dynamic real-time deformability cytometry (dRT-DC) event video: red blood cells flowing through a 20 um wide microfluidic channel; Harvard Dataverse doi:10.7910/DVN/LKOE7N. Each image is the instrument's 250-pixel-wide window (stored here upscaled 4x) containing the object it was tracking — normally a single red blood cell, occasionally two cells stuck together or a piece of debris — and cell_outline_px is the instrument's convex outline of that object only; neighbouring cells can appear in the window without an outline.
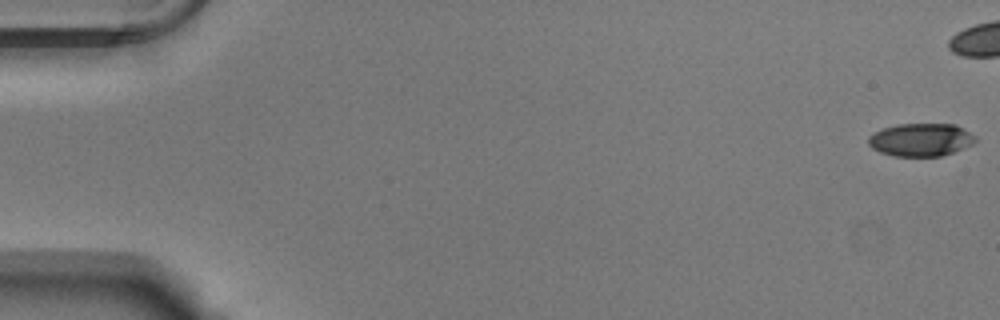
{"species": "Egyptian fruit bat (a non-hibernating species)", "species_latin": "Rousettus aegyptiacus", "temperature_condition": "warm", "stored_images_in_passage": 44, "camera_frame_rate_fps": 3000, "um_per_image_px": 0.085, "animal": {"sex": "male"}, "frame": {"image": 1, "passage_image": 1, "time_ms": 0.0, "image_size_px": [1000, 320], "cell_outline_px": [[976, 140], [972, 144], [952, 152], [940, 156], [892, 156], [880, 152], [872, 148], [868, 144], [868, 136], [884, 128], [896, 124], [956, 124], [964, 128], [976, 136]], "centroid_in_image_um": [78.27, 11.87], "position_along_channel_um": 6.7, "area_um2": 20.52}}
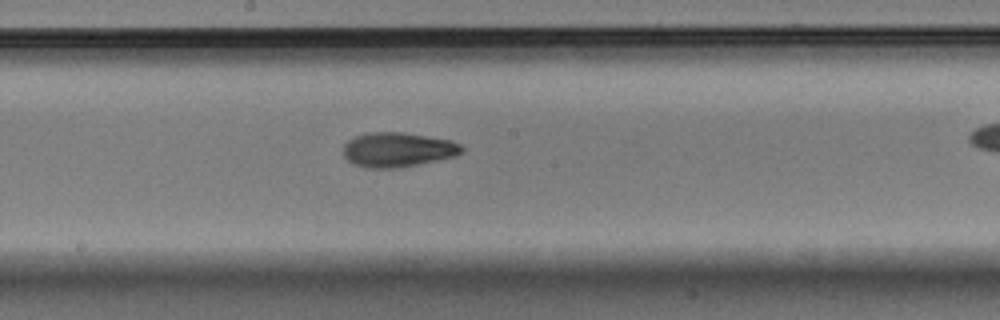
{"frame": {"image": 2, "passage_image": 30, "time_ms": 9.667, "image_size_px": [1000, 320], "cell_outline_px": [[464, 148], [456, 156], [420, 164], [396, 168], [364, 168], [352, 164], [344, 156], [344, 144], [348, 140], [356, 136], [368, 132], [404, 132], [452, 140], [460, 144]], "centroid_in_image_um": [33.8, 12.72], "position_along_channel_um": 214.4, "area_um2": 24.04}}
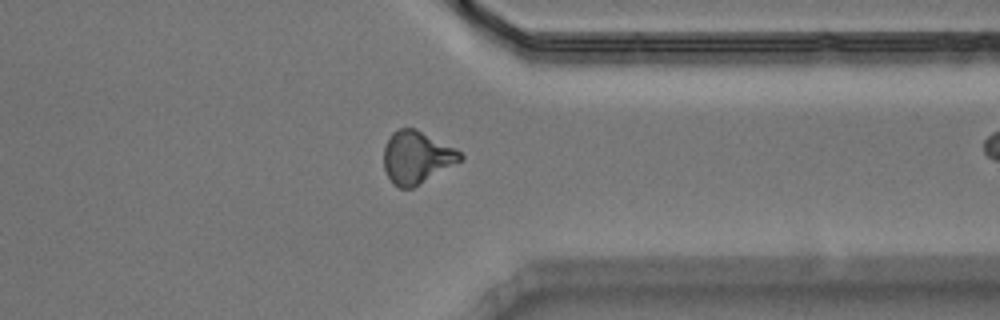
{"frame": {"image": 3, "passage_image": 43, "time_ms": 14.0, "image_size_px": [1000, 320], "cell_outline_px": [[464, 156], [460, 160], [412, 188], [400, 188], [392, 184], [384, 168], [384, 148], [392, 132], [400, 128], [416, 128], [456, 148]], "centroid_in_image_um": [35.39, 13.35], "position_along_channel_um": 376.0, "area_um2": 23.06}}